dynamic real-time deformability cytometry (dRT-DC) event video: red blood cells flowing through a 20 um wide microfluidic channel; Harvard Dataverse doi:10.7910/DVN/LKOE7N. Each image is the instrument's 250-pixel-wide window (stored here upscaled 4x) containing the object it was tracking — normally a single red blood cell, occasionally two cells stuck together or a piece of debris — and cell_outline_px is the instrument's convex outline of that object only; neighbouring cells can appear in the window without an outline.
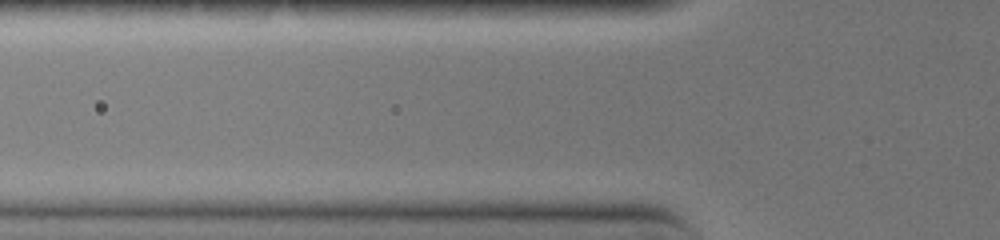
{"species": "common noctule bat (a hibernating species)", "species_latin": "Nyctalus noctula", "temperature_condition": "warm", "stored_images_in_passage": 4, "camera_frame_rate_fps": 3000, "um_per_image_px": 0.085, "animal": {"sex": "female", "body_mass_g": 19.0, "forearm_length_mm": 51.5}, "frame": {"image": 1, "passage_image": 2, "time_ms": 0.333, "image_size_px": [1000, 240], "cell_outline_px": [[648, 168], [516, 168], [508, 164], [508, 160], [536, 156], [596, 156], [636, 160], [644, 164]], "centroid_in_image_um": [48.85, 13.81], "position_along_channel_um": 77.0, "area_um2": 10.4}}